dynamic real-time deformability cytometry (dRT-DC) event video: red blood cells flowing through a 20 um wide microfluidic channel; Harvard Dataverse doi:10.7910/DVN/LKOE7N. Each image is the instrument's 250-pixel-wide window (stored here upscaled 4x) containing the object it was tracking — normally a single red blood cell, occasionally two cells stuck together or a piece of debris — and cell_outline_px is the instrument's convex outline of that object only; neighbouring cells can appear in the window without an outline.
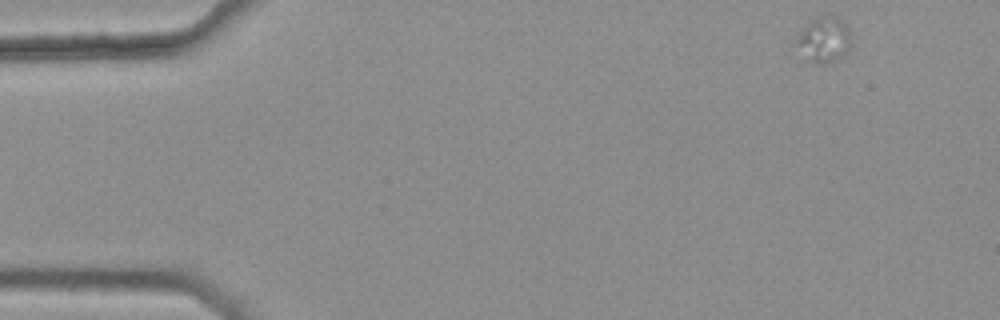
{"species": "common noctule bat (a hibernating species)", "species_latin": "Nyctalus noctula", "temperature_condition": "warm", "stored_images_in_passage": 10, "camera_frame_rate_fps": 3000, "um_per_image_px": 0.085, "animal": {"sex": "female", "body_mass_g": 25.1}, "frame": {"image": 1, "passage_image": 1, "time_ms": 0.0, "image_size_px": [1000, 320], "cell_outline_px": [[852, 44], [844, 52], [832, 60], [816, 64], [808, 60], [792, 44], [808, 20], [816, 16], [832, 16], [840, 20], [848, 28]], "centroid_in_image_um": [69.95, 3.34], "position_along_channel_um": 15.0, "area_um2": 14.33}}